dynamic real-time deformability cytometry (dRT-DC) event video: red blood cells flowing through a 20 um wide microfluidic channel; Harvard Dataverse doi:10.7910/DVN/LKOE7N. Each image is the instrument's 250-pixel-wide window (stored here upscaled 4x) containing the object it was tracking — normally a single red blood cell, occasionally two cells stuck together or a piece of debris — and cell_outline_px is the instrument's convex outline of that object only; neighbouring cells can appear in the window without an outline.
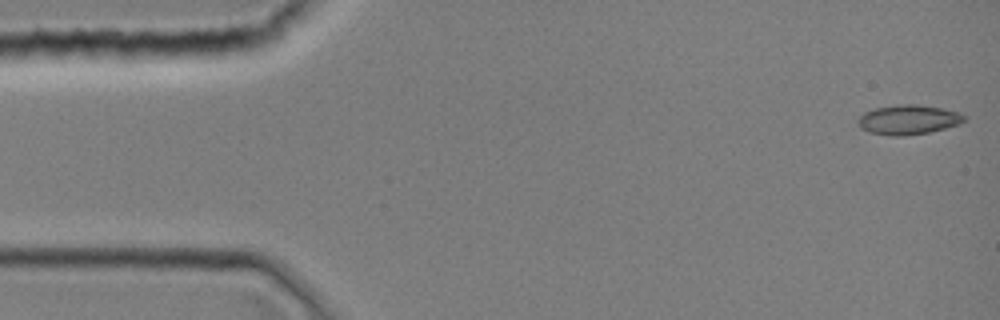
{"species": "common noctule bat (a hibernating species)", "species_latin": "Nyctalus noctula", "temperature_condition": "room temperature", "stored_images_in_passage": 1, "camera_frame_rate_fps": 3000, "um_per_image_px": 0.085, "animal": {"sex": "female", "body_mass_g": 19.0, "forearm_length_mm": 51.5}, "frame": {"image": 1, "passage_image": 1, "time_ms": 0.0, "image_size_px": [1000, 320], "cell_outline_px": [[964, 120], [960, 124], [928, 132], [904, 136], [892, 136], [868, 132], [860, 128], [856, 124], [856, 120], [864, 112], [876, 108], [896, 104], [916, 104], [940, 108], [956, 112], [964, 116]], "centroid_in_image_um": [77.12, 10.18], "position_along_channel_um": 7.9, "area_um2": 18.26}}